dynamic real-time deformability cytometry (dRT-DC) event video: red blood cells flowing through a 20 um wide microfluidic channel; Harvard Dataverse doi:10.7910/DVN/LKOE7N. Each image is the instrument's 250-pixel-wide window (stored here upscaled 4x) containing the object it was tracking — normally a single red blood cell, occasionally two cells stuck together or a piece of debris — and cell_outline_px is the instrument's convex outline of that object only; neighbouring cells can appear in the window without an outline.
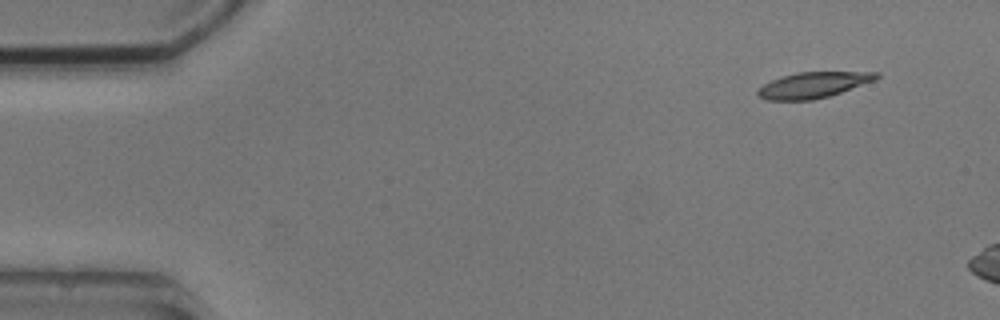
{"species": "common noctule bat (a hibernating species)", "species_latin": "Nyctalus noctula", "temperature_condition": "cold", "stored_images_in_passage": 4, "camera_frame_rate_fps": 3000, "um_per_image_px": 0.085, "animal": {"sex": "male", "body_mass_g": 20.5, "forearm_length_mm": 52.5}, "frame": {"image": 1, "passage_image": 1, "time_ms": 0.0, "image_size_px": [1000, 320], "cell_outline_px": [[880, 76], [876, 80], [828, 96], [812, 100], [768, 100], [760, 96], [756, 92], [764, 84], [780, 76], [796, 72], [880, 72]], "centroid_in_image_um": [69.14, 7.21], "position_along_channel_um": 15.9, "area_um2": 17.69}}